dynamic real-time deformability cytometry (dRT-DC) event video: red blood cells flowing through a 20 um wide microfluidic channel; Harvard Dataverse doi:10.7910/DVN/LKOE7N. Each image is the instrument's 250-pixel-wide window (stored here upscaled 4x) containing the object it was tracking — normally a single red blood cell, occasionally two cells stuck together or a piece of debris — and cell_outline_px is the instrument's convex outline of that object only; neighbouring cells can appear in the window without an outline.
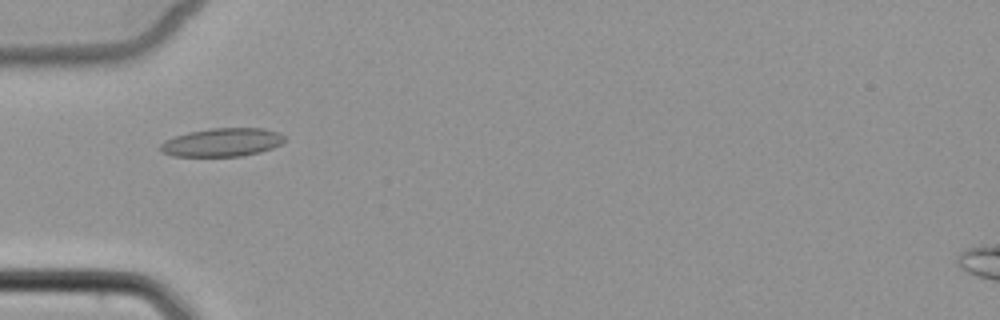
{"species": "common noctule bat (a hibernating species)", "species_latin": "Nyctalus noctula", "temperature_condition": "cold", "stored_images_in_passage": 8, "camera_frame_rate_fps": 3000, "um_per_image_px": 0.085, "animal": {"sex": "female", "body_mass_g": 22.7, "forearm_length_mm": 54.2}, "frame": {"image": 1, "passage_image": 5, "time_ms": 5.0, "image_size_px": [1000, 320], "cell_outline_px": [[288, 140], [272, 148], [260, 152], [240, 156], [172, 156], [160, 152], [160, 144], [164, 140], [188, 132], [212, 128], [264, 128], [280, 132]], "centroid_in_image_um": [18.9, 12.09], "position_along_channel_um": 66.1, "area_um2": 20.69}}
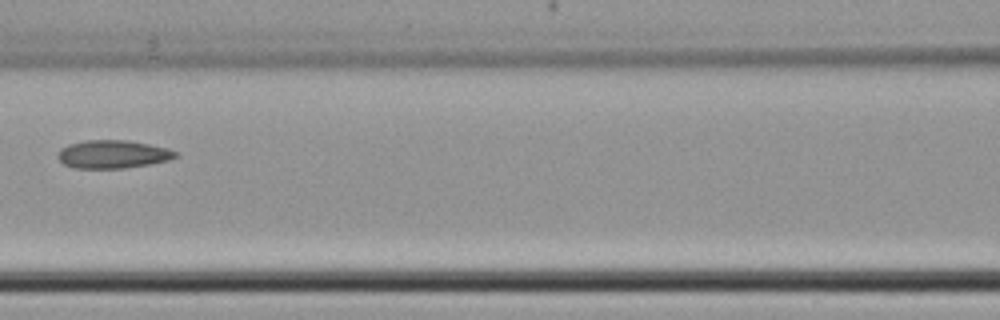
{"frame": {"image": 2, "passage_image": 7, "time_ms": 7.333, "image_size_px": [1000, 320], "cell_outline_px": [[180, 156], [168, 160], [148, 164], [124, 168], [72, 168], [64, 164], [56, 156], [60, 148], [68, 144], [84, 140], [128, 140], [168, 148], [180, 152]], "centroid_in_image_um": [9.59, 13.1], "position_along_channel_um": 157.0, "area_um2": 19.48}}
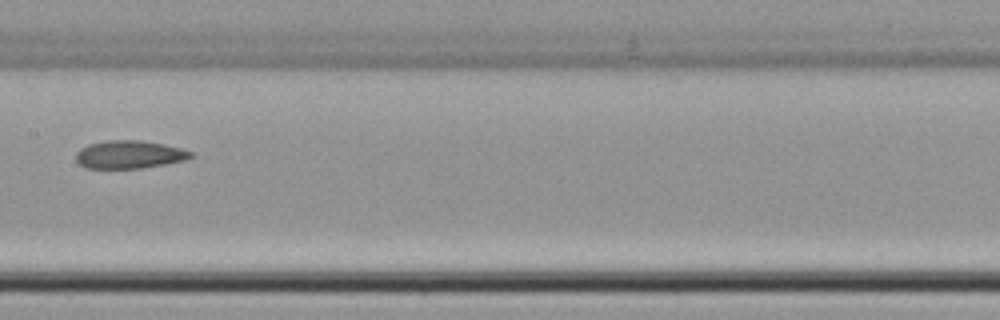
{"frame": {"image": 3, "passage_image": 8, "time_ms": 8.333, "image_size_px": [1000, 320], "cell_outline_px": [[192, 156], [188, 160], [140, 168], [84, 168], [76, 160], [76, 152], [80, 148], [88, 144], [108, 140], [140, 140], [164, 144], [180, 148], [192, 152]], "centroid_in_image_um": [10.98, 13.13], "position_along_channel_um": 196.4, "area_um2": 18.73}}